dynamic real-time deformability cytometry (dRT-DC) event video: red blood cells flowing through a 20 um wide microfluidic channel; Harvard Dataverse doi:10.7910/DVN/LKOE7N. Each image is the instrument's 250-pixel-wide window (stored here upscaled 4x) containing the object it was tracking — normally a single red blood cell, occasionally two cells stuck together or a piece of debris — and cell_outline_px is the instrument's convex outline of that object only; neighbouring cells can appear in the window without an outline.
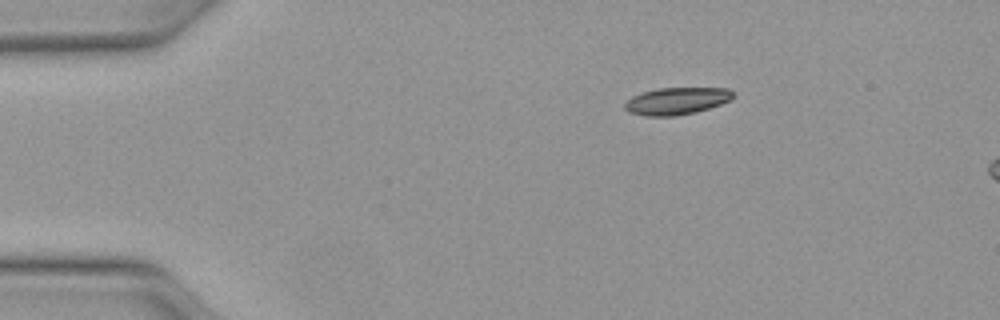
{"species": "Egyptian fruit bat (a non-hibernating species)", "species_latin": "Rousettus aegyptiacus", "temperature_condition": "warm", "stored_images_in_passage": 7, "camera_frame_rate_fps": 3000, "um_per_image_px": 0.085, "animal": {"sex": "female"}, "frame": {"image": 1, "passage_image": 1, "time_ms": 0.0, "image_size_px": [1000, 320], "cell_outline_px": [[732, 96], [728, 100], [720, 104], [696, 112], [676, 116], [644, 116], [628, 112], [624, 108], [624, 104], [632, 96], [644, 92], [660, 88], [728, 88], [732, 92]], "centroid_in_image_um": [57.46, 8.59], "position_along_channel_um": 27.5, "area_um2": 16.94}}